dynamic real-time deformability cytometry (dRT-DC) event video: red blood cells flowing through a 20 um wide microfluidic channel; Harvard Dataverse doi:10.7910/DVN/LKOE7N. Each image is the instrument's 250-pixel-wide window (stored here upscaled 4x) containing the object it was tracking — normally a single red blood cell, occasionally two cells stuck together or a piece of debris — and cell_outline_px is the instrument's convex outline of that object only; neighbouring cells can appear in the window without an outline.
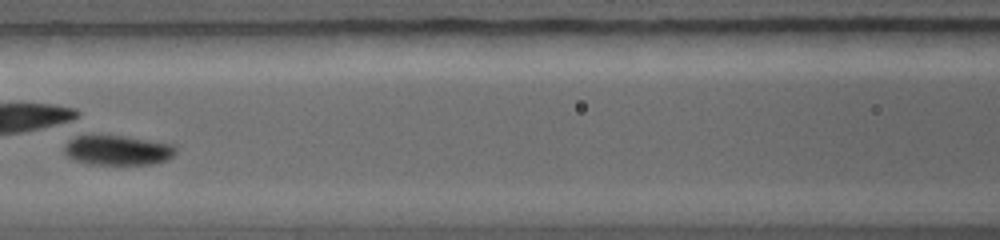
{"species": "common noctule bat (a hibernating species)", "species_latin": "Nyctalus noctula", "temperature_condition": "warm", "stored_images_in_passage": 14, "camera_frame_rate_fps": 5000, "um_per_image_px": 0.085, "animal": {"sex": "female", "body_mass_g": 19.0, "forearm_length_mm": 56.7}, "frame": {"image": 1, "passage_image": 7, "time_ms": 3.4, "image_size_px": [1000, 240], "cell_outline_px": [[176, 152], [172, 156], [164, 160], [152, 164], [88, 164], [76, 160], [68, 156], [64, 152], [64, 144], [76, 132], [92, 132], [124, 136], [172, 144], [176, 148]], "centroid_in_image_um": [9.86, 12.7], "position_along_channel_um": 156.7, "area_um2": 20.11}}
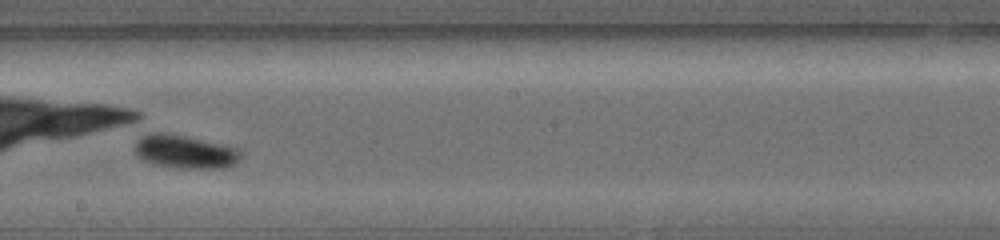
{"frame": {"image": 2, "passage_image": 10, "time_ms": 5.0, "image_size_px": [1000, 240], "cell_outline_px": [[244, 152], [240, 160], [224, 168], [180, 168], [156, 164], [144, 160], [136, 152], [136, 144], [140, 132], [160, 132], [184, 136], [220, 144], [236, 148]], "centroid_in_image_um": [15.71, 12.88], "position_along_channel_um": 232.5, "area_um2": 20.46}}